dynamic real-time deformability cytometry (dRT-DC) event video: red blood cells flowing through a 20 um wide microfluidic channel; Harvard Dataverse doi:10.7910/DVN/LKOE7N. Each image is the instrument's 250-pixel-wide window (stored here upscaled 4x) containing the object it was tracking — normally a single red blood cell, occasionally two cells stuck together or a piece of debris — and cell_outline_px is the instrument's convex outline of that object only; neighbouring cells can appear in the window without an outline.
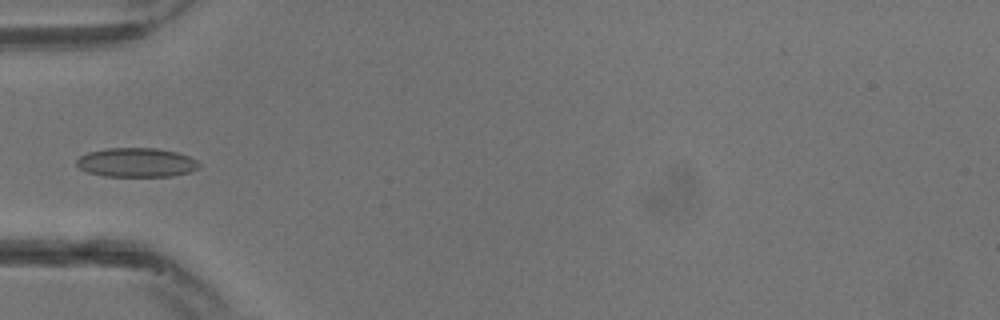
{"species": "common noctule bat (a hibernating species)", "species_latin": "Nyctalus noctula", "temperature_condition": "warm", "stored_images_in_passage": 25, "camera_frame_rate_fps": 3000, "um_per_image_px": 0.085, "animal": {"sex": "male", "body_mass_g": 13.3}, "frame": {"image": 1, "passage_image": 5, "time_ms": 1.333, "image_size_px": [1000, 320], "cell_outline_px": [[200, 168], [188, 172], [172, 176], [104, 176], [88, 172], [80, 168], [76, 164], [76, 160], [80, 156], [88, 152], [104, 148], [156, 148], [176, 152], [188, 156], [196, 160], [200, 164]], "centroid_in_image_um": [11.59, 13.81], "position_along_channel_um": 73.4, "area_um2": 20.81}}
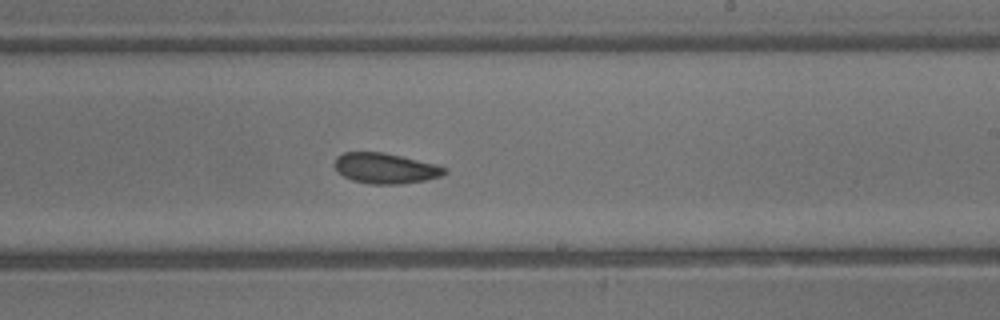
{"frame": {"image": 2, "passage_image": 13, "time_ms": 4.0, "image_size_px": [1000, 320], "cell_outline_px": [[448, 172], [440, 176], [424, 180], [400, 184], [368, 184], [352, 180], [336, 172], [336, 156], [344, 152], [384, 152], [436, 164], [448, 168]], "centroid_in_image_um": [32.76, 14.3], "position_along_channel_um": 256.2, "area_um2": 19.54}}
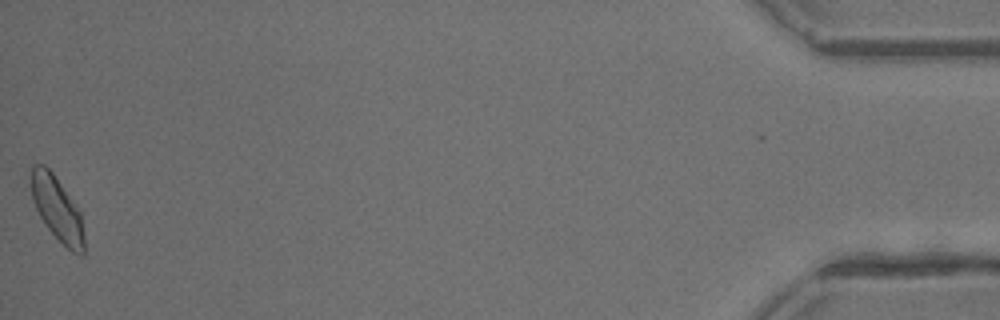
{"frame": {"image": 3, "passage_image": 25, "time_ms": 8.0, "image_size_px": [1000, 320], "cell_outline_px": [[84, 256], [80, 256], [72, 252], [48, 228], [40, 216], [32, 200], [28, 184], [28, 176], [32, 164], [44, 164], [52, 172], [76, 204], [80, 212], [84, 236]], "centroid_in_image_um": [4.81, 17.68], "position_along_channel_um": 430.4, "area_um2": 20.17}}